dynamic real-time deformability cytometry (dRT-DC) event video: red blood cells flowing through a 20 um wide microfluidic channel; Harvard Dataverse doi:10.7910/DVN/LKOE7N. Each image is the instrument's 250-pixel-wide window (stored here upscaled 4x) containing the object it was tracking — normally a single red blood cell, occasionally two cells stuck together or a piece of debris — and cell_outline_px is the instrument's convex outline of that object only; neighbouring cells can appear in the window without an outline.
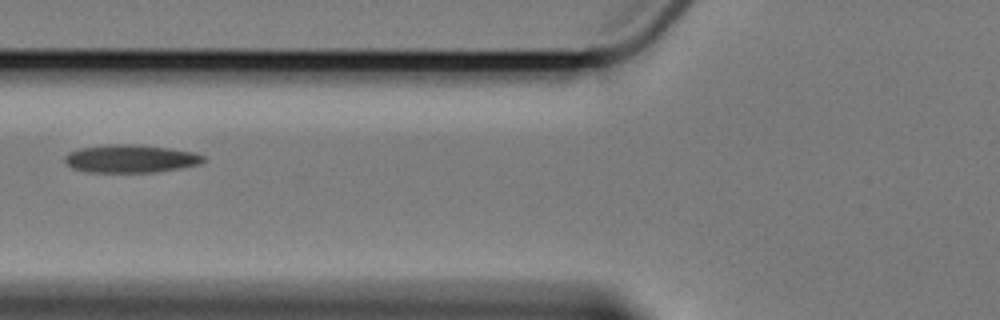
{"species": "Egyptian fruit bat (a non-hibernating species)", "species_latin": "Rousettus aegyptiacus", "temperature_condition": "cold", "stored_images_in_passage": 5, "camera_frame_rate_fps": 3000, "um_per_image_px": 0.085, "animal": {"sex": "female"}, "frame": {"image": 1, "passage_image": 5, "time_ms": 4.667, "image_size_px": [1000, 320], "cell_outline_px": [[208, 160], [200, 164], [180, 168], [156, 172], [88, 172], [72, 168], [64, 160], [64, 156], [68, 152], [80, 148], [108, 144], [140, 144], [196, 152], [204, 156]], "centroid_in_image_um": [11.13, 13.48], "position_along_channel_um": 114.7, "area_um2": 22.83}}